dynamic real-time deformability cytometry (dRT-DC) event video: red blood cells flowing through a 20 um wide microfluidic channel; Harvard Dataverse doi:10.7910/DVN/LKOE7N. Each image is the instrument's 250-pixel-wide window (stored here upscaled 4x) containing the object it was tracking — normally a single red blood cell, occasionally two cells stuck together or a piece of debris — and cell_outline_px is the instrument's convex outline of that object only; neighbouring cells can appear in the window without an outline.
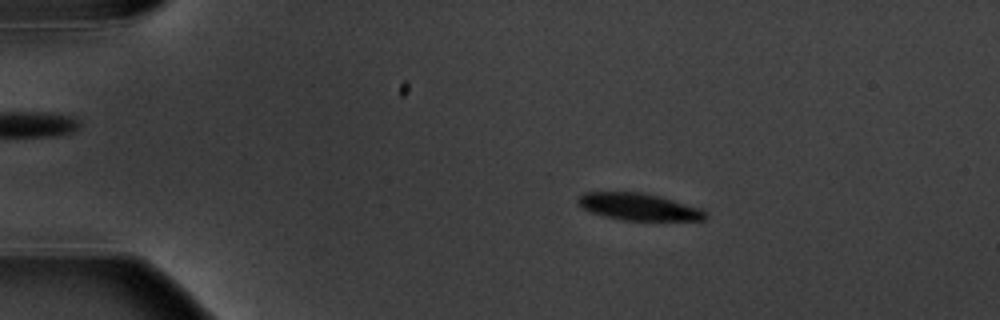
{"species": "common noctule bat (a hibernating species)", "species_latin": "Nyctalus noctula", "temperature_condition": "warm", "stored_images_in_passage": 5, "camera_frame_rate_fps": 3000, "um_per_image_px": 0.085, "animal": {"sex": "male", "body_mass_g": 20.1, "forearm_length_mm": 53.5}, "frame": {"image": 1, "passage_image": 3, "time_ms": 2.333, "image_size_px": [1000, 320], "cell_outline_px": [[708, 216], [704, 220], [624, 220], [604, 216], [592, 212], [576, 204], [576, 200], [584, 192], [640, 192], [672, 200], [700, 208], [708, 212]], "centroid_in_image_um": [54.28, 17.58], "position_along_channel_um": 30.7, "area_um2": 19.83}}